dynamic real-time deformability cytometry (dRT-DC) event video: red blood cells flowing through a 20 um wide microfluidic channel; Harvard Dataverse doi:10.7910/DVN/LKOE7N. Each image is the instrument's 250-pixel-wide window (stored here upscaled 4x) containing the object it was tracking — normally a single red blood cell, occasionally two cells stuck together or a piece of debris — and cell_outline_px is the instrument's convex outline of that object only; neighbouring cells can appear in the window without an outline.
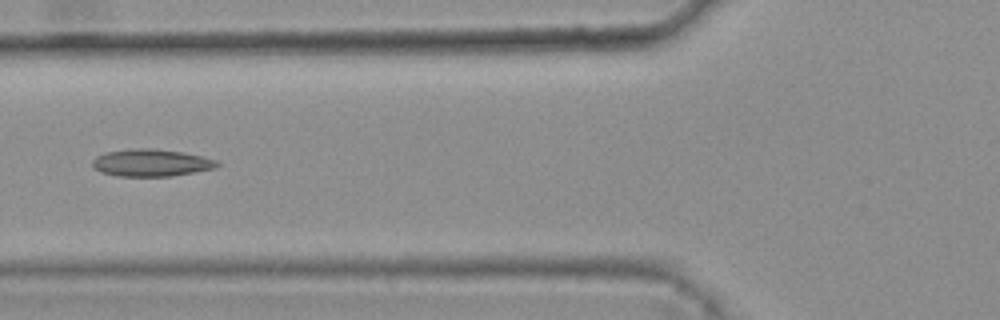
{"species": "common noctule bat (a hibernating species)", "species_latin": "Nyctalus noctula", "temperature_condition": "warm", "stored_images_in_passage": 46, "camera_frame_rate_fps": 3000, "um_per_image_px": 0.085, "animal": {"sex": "female", "body_mass_g": 25.1}, "frame": {"image": 1, "passage_image": 20, "time_ms": 6.333, "image_size_px": [1000, 320], "cell_outline_px": [[220, 164], [216, 168], [172, 176], [116, 176], [100, 172], [92, 164], [92, 160], [96, 156], [104, 152], [128, 148], [152, 148], [184, 152], [216, 160]], "centroid_in_image_um": [12.82, 13.83], "position_along_channel_um": 113.0, "area_um2": 19.94}, "authors_computed_cell_mechanics": {"area_um2": 18.8717, "velocity_mm_per_s": 3.8238, "shape_relaxation_time_tau1_ms": null, "shape_relaxation_time_tau2_ms": 4.577, "deformation_change_tau1": null, "deformation_change_tau2": 0.1519}}